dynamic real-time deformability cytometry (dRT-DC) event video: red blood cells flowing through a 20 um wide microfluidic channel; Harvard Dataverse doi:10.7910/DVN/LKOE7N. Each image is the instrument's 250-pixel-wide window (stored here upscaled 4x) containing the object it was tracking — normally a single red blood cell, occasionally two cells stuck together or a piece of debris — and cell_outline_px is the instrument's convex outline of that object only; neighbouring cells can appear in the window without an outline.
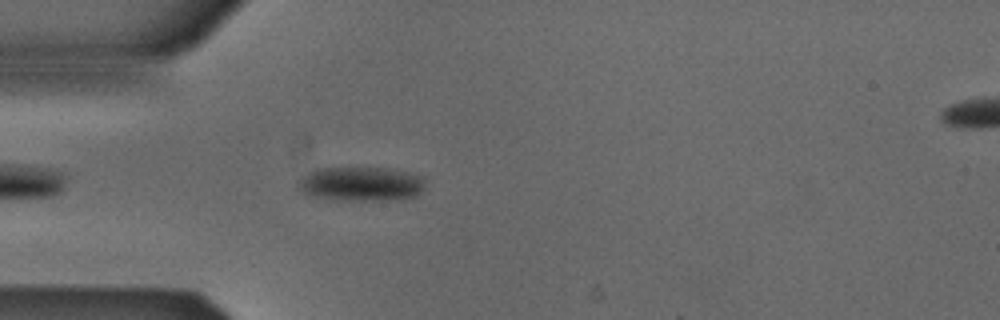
{"species": "Egyptian fruit bat (a non-hibernating species)", "species_latin": "Rousettus aegyptiacus", "temperature_condition": "cold", "stored_images_in_passage": 42, "camera_frame_rate_fps": 3000, "um_per_image_px": 0.085, "animal": {"sex": "male"}, "frame": {"image": 1, "passage_image": 4, "time_ms": 1.0, "image_size_px": [1000, 320], "cell_outline_px": [[424, 188], [416, 196], [388, 200], [332, 200], [300, 192], [296, 184], [296, 180], [308, 172], [316, 168], [388, 168], [424, 176]], "centroid_in_image_um": [30.64, 15.63], "position_along_channel_um": 54.4, "area_um2": 25.61}}
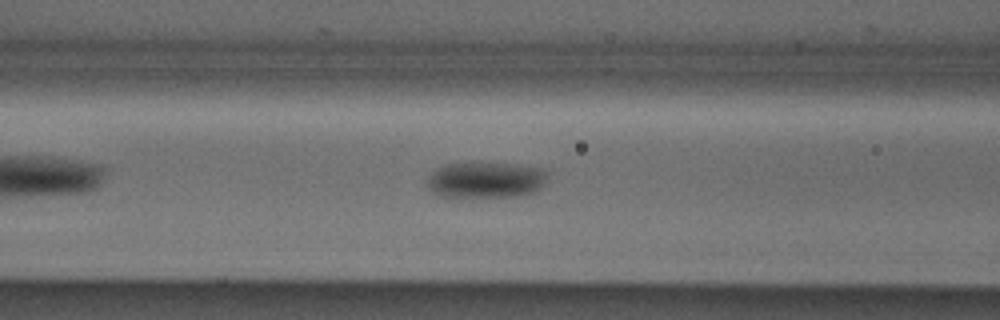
{"frame": {"image": 2, "passage_image": 10, "time_ms": 3.0, "image_size_px": [1000, 320], "cell_outline_px": [[548, 176], [544, 184], [536, 192], [516, 196], [440, 196], [432, 192], [428, 188], [428, 176], [436, 168], [444, 164], [476, 160], [484, 160], [520, 164], [548, 168]], "centroid_in_image_um": [41.34, 15.22], "position_along_channel_um": 125.3, "area_um2": 26.47}}
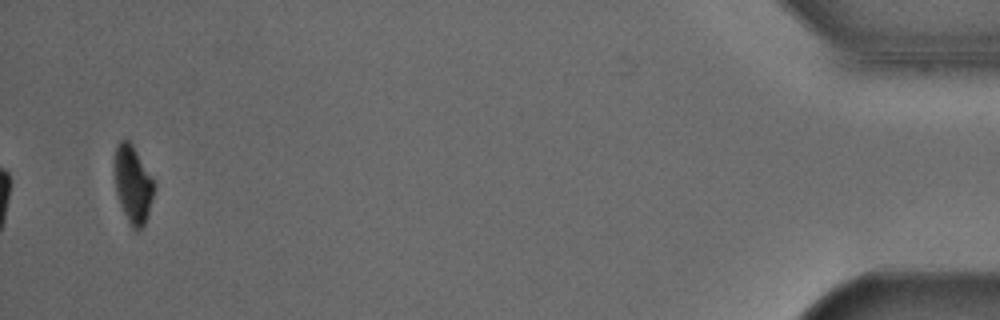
{"frame": {"image": 3, "passage_image": 40, "time_ms": 13.0, "image_size_px": [1000, 320], "cell_outline_px": [[156, 188], [144, 224], [140, 228], [132, 228], [120, 204], [116, 192], [112, 160], [116, 144], [120, 140], [128, 140], [132, 144], [152, 176], [156, 184]], "centroid_in_image_um": [11.27, 15.59], "position_along_channel_um": 423.9, "area_um2": 18.09}, "authors_computed_cell_mechanics": {"area_um2": 23.7269, "velocity_mm_per_s": 3.8836, "shape_relaxation_time_tau1_ms": 2.8563, "shape_relaxation_time_tau2_ms": null, "deformation_change_tau1": 0.0837, "deformation_change_tau2": null}}